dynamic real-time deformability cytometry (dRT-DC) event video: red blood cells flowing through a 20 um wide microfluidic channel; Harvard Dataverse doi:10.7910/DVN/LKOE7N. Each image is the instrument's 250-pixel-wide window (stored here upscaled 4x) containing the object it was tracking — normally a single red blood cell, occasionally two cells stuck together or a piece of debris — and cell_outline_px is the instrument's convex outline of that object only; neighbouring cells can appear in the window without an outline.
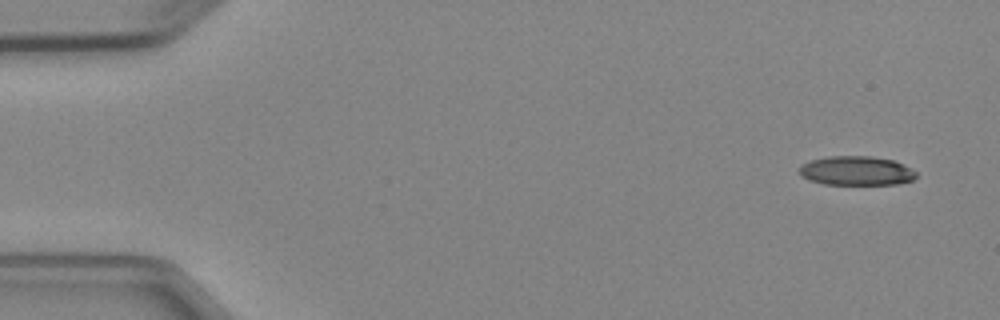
{"species": "Egyptian fruit bat (a non-hibernating species)", "species_latin": "Rousettus aegyptiacus", "temperature_condition": "cold", "stored_images_in_passage": 6, "camera_frame_rate_fps": 3000, "um_per_image_px": 0.085, "animal": {"sex": "female"}, "frame": {"image": 1, "passage_image": 1, "time_ms": 0.0, "image_size_px": [1000, 320], "cell_outline_px": [[916, 176], [912, 180], [896, 184], [824, 184], [808, 180], [800, 176], [800, 168], [804, 164], [812, 160], [828, 156], [872, 156], [892, 160], [916, 172]], "centroid_in_image_um": [72.75, 14.52], "position_along_channel_um": 12.2, "area_um2": 19.59}}
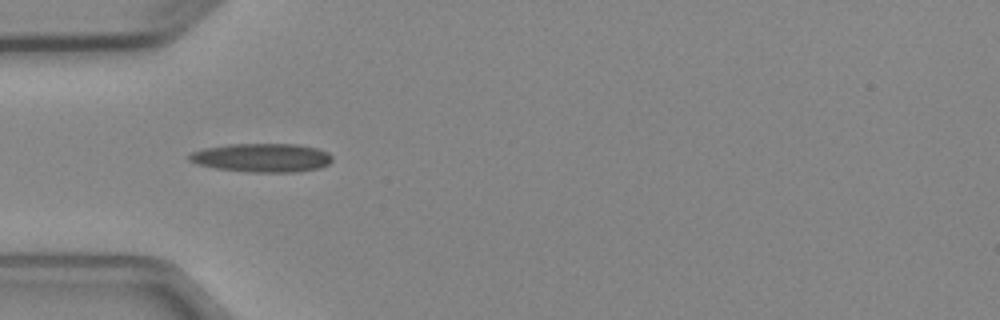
{"frame": {"image": 2, "passage_image": 4, "time_ms": 4.333, "image_size_px": [1000, 320], "cell_outline_px": [[332, 160], [328, 164], [320, 168], [296, 172], [248, 172], [216, 168], [196, 164], [188, 160], [188, 156], [192, 152], [204, 148], [228, 144], [296, 144], [316, 148], [328, 152], [332, 156]], "centroid_in_image_um": [22.26, 13.41], "position_along_channel_um": 62.7, "area_um2": 23.99}}
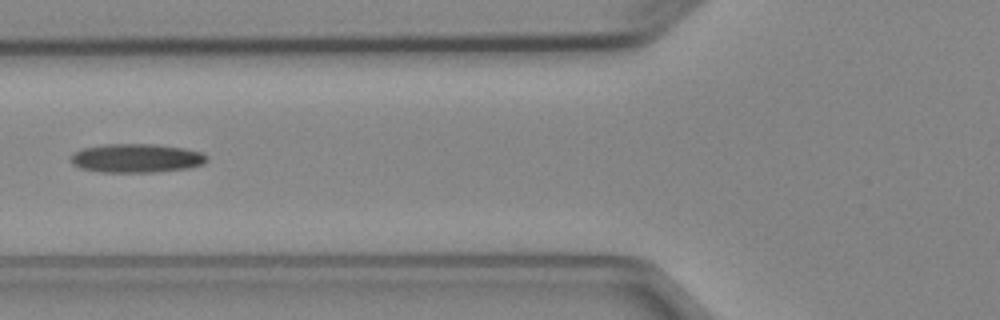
{"frame": {"image": 3, "passage_image": 5, "time_ms": 5.667, "image_size_px": [1000, 320], "cell_outline_px": [[208, 160], [204, 164], [188, 168], [152, 172], [100, 172], [80, 168], [72, 164], [72, 152], [80, 148], [104, 144], [156, 144], [184, 148], [204, 152], [208, 156]], "centroid_in_image_um": [11.61, 13.43], "position_along_channel_um": 114.2, "area_um2": 23.12}}